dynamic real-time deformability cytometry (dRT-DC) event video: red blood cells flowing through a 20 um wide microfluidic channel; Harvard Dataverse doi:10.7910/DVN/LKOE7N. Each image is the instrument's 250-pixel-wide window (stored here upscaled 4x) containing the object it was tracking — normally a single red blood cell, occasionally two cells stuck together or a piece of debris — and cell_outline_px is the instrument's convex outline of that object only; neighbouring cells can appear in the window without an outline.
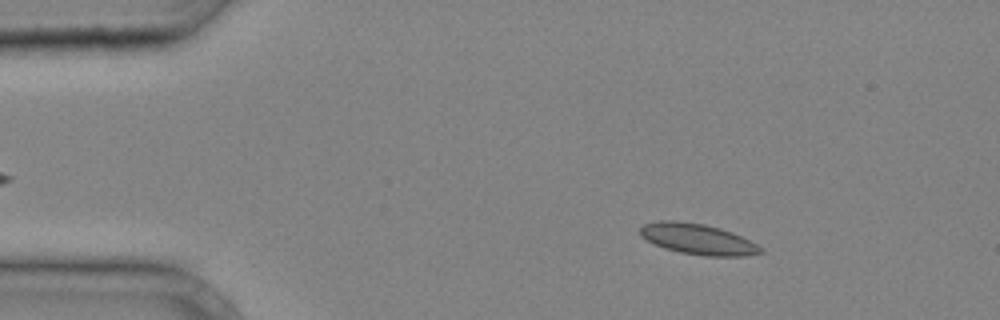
{"species": "common noctule bat (a hibernating species)", "species_latin": "Nyctalus noctula", "temperature_condition": "cold", "stored_images_in_passage": 37, "camera_frame_rate_fps": 3000, "um_per_image_px": 0.085, "animal": {"sex": "male", "body_mass_g": 20.4}, "frame": {"image": 1, "passage_image": 5, "time_ms": 1.333, "image_size_px": [1000, 320], "cell_outline_px": [[764, 252], [744, 256], [704, 256], [680, 252], [664, 248], [640, 236], [640, 228], [644, 224], [660, 220], [676, 220], [704, 224], [720, 228], [732, 232], [764, 248]], "centroid_in_image_um": [59.31, 20.32], "position_along_channel_um": 25.7, "area_um2": 21.5}}
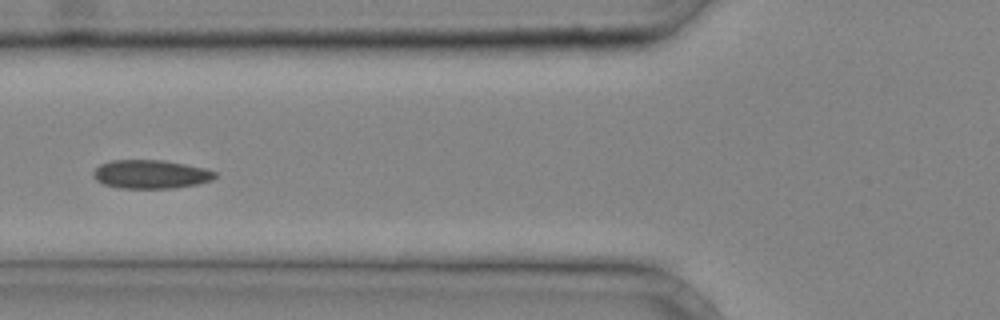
{"frame": {"image": 2, "passage_image": 14, "time_ms": 4.333, "image_size_px": [1000, 320], "cell_outline_px": [[216, 176], [212, 180], [196, 184], [172, 188], [120, 188], [104, 184], [96, 180], [92, 176], [92, 172], [100, 164], [108, 160], [160, 160], [184, 164], [204, 168], [216, 172]], "centroid_in_image_um": [12.77, 14.81], "position_along_channel_um": 113.0, "area_um2": 20.23}}
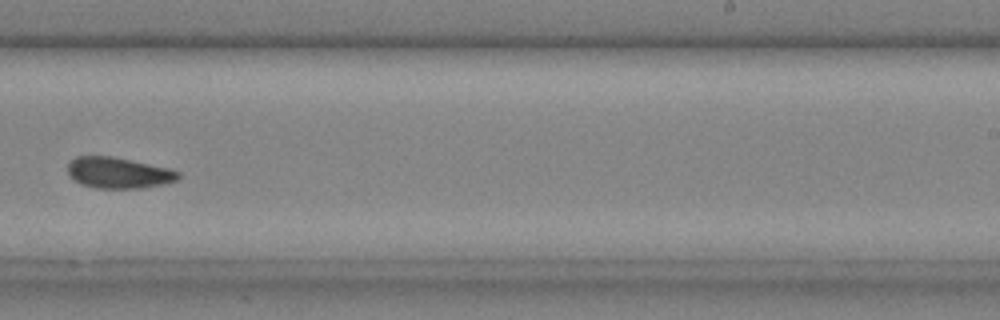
{"frame": {"image": 3, "passage_image": 24, "time_ms": 7.667, "image_size_px": [1000, 320], "cell_outline_px": [[180, 180], [140, 188], [96, 188], [80, 184], [68, 172], [68, 164], [76, 156], [112, 156], [168, 168], [180, 172]], "centroid_in_image_um": [10.08, 14.69], "position_along_channel_um": 278.9, "area_um2": 19.77}}